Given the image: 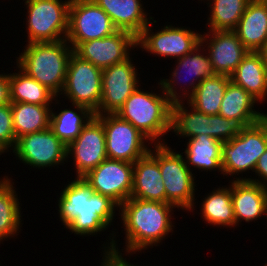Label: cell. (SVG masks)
Returning <instances> with one entry per match:
<instances>
[{
  "label": "cell",
  "mask_w": 267,
  "mask_h": 266,
  "mask_svg": "<svg viewBox=\"0 0 267 266\" xmlns=\"http://www.w3.org/2000/svg\"><path fill=\"white\" fill-rule=\"evenodd\" d=\"M4 153L7 154V152L0 146V155H2V154H4Z\"/></svg>",
  "instance_id": "60d3db41"
},
{
  "label": "cell",
  "mask_w": 267,
  "mask_h": 266,
  "mask_svg": "<svg viewBox=\"0 0 267 266\" xmlns=\"http://www.w3.org/2000/svg\"><path fill=\"white\" fill-rule=\"evenodd\" d=\"M256 103L258 101L244 88L230 81L220 104L219 115L235 121L241 127L249 126L259 122L267 115V113L254 109Z\"/></svg>",
  "instance_id": "cb8c5ba5"
},
{
  "label": "cell",
  "mask_w": 267,
  "mask_h": 266,
  "mask_svg": "<svg viewBox=\"0 0 267 266\" xmlns=\"http://www.w3.org/2000/svg\"><path fill=\"white\" fill-rule=\"evenodd\" d=\"M130 198L166 203L159 163L149 153L133 163V188Z\"/></svg>",
  "instance_id": "44dd1931"
},
{
  "label": "cell",
  "mask_w": 267,
  "mask_h": 266,
  "mask_svg": "<svg viewBox=\"0 0 267 266\" xmlns=\"http://www.w3.org/2000/svg\"><path fill=\"white\" fill-rule=\"evenodd\" d=\"M51 105L11 102L16 141L21 136L49 128Z\"/></svg>",
  "instance_id": "83f0119b"
},
{
  "label": "cell",
  "mask_w": 267,
  "mask_h": 266,
  "mask_svg": "<svg viewBox=\"0 0 267 266\" xmlns=\"http://www.w3.org/2000/svg\"><path fill=\"white\" fill-rule=\"evenodd\" d=\"M152 147L154 150L150 148L149 154L159 163L166 203L177 209L193 212L196 204L194 172L188 168L182 153L174 152L167 143L153 144Z\"/></svg>",
  "instance_id": "277c9868"
},
{
  "label": "cell",
  "mask_w": 267,
  "mask_h": 266,
  "mask_svg": "<svg viewBox=\"0 0 267 266\" xmlns=\"http://www.w3.org/2000/svg\"><path fill=\"white\" fill-rule=\"evenodd\" d=\"M136 47V37L132 33L117 30L104 38L80 43L73 52L103 70L128 59L131 49Z\"/></svg>",
  "instance_id": "e0dca14e"
},
{
  "label": "cell",
  "mask_w": 267,
  "mask_h": 266,
  "mask_svg": "<svg viewBox=\"0 0 267 266\" xmlns=\"http://www.w3.org/2000/svg\"><path fill=\"white\" fill-rule=\"evenodd\" d=\"M258 53L262 56L264 64H265V66L267 68V41L262 46V48L258 51Z\"/></svg>",
  "instance_id": "ab89813d"
},
{
  "label": "cell",
  "mask_w": 267,
  "mask_h": 266,
  "mask_svg": "<svg viewBox=\"0 0 267 266\" xmlns=\"http://www.w3.org/2000/svg\"><path fill=\"white\" fill-rule=\"evenodd\" d=\"M100 266H127V264L113 252H104Z\"/></svg>",
  "instance_id": "f35d334b"
},
{
  "label": "cell",
  "mask_w": 267,
  "mask_h": 266,
  "mask_svg": "<svg viewBox=\"0 0 267 266\" xmlns=\"http://www.w3.org/2000/svg\"><path fill=\"white\" fill-rule=\"evenodd\" d=\"M230 79L260 104L267 100V68L258 52H248Z\"/></svg>",
  "instance_id": "d4e9b609"
},
{
  "label": "cell",
  "mask_w": 267,
  "mask_h": 266,
  "mask_svg": "<svg viewBox=\"0 0 267 266\" xmlns=\"http://www.w3.org/2000/svg\"><path fill=\"white\" fill-rule=\"evenodd\" d=\"M119 206L107 196L93 192L84 181V207L67 227L70 232L80 236H94L105 232L115 219ZM110 225V226H109Z\"/></svg>",
  "instance_id": "ac0fdd59"
},
{
  "label": "cell",
  "mask_w": 267,
  "mask_h": 266,
  "mask_svg": "<svg viewBox=\"0 0 267 266\" xmlns=\"http://www.w3.org/2000/svg\"><path fill=\"white\" fill-rule=\"evenodd\" d=\"M150 22L136 37V46L142 51L164 58H181L200 45L201 33L187 27L162 26L157 32L151 30ZM153 31V32H152Z\"/></svg>",
  "instance_id": "8fae6325"
},
{
  "label": "cell",
  "mask_w": 267,
  "mask_h": 266,
  "mask_svg": "<svg viewBox=\"0 0 267 266\" xmlns=\"http://www.w3.org/2000/svg\"><path fill=\"white\" fill-rule=\"evenodd\" d=\"M17 57L16 65L28 76L46 86L57 97L63 90L73 48L67 40L30 43Z\"/></svg>",
  "instance_id": "3957f363"
},
{
  "label": "cell",
  "mask_w": 267,
  "mask_h": 266,
  "mask_svg": "<svg viewBox=\"0 0 267 266\" xmlns=\"http://www.w3.org/2000/svg\"><path fill=\"white\" fill-rule=\"evenodd\" d=\"M267 149V115L257 123L241 127L230 141L222 143L223 177L254 172L259 157Z\"/></svg>",
  "instance_id": "5b68a950"
},
{
  "label": "cell",
  "mask_w": 267,
  "mask_h": 266,
  "mask_svg": "<svg viewBox=\"0 0 267 266\" xmlns=\"http://www.w3.org/2000/svg\"><path fill=\"white\" fill-rule=\"evenodd\" d=\"M234 31L249 52H258L267 41V1L250 0Z\"/></svg>",
  "instance_id": "603a6c76"
},
{
  "label": "cell",
  "mask_w": 267,
  "mask_h": 266,
  "mask_svg": "<svg viewBox=\"0 0 267 266\" xmlns=\"http://www.w3.org/2000/svg\"><path fill=\"white\" fill-rule=\"evenodd\" d=\"M13 153L24 165L31 166V169L59 168L58 165H64L69 160L67 145L50 128L18 138Z\"/></svg>",
  "instance_id": "7c38bea8"
},
{
  "label": "cell",
  "mask_w": 267,
  "mask_h": 266,
  "mask_svg": "<svg viewBox=\"0 0 267 266\" xmlns=\"http://www.w3.org/2000/svg\"><path fill=\"white\" fill-rule=\"evenodd\" d=\"M68 158H73L76 178H82L107 158L103 123L95 115L67 146Z\"/></svg>",
  "instance_id": "2e32d148"
},
{
  "label": "cell",
  "mask_w": 267,
  "mask_h": 266,
  "mask_svg": "<svg viewBox=\"0 0 267 266\" xmlns=\"http://www.w3.org/2000/svg\"><path fill=\"white\" fill-rule=\"evenodd\" d=\"M62 189L58 197V213L64 228L67 227L84 207V180L75 178Z\"/></svg>",
  "instance_id": "836d02e7"
},
{
  "label": "cell",
  "mask_w": 267,
  "mask_h": 266,
  "mask_svg": "<svg viewBox=\"0 0 267 266\" xmlns=\"http://www.w3.org/2000/svg\"><path fill=\"white\" fill-rule=\"evenodd\" d=\"M202 1V0H200ZM204 2L206 0H203ZM250 0H207L210 14L207 26L210 31L235 30Z\"/></svg>",
  "instance_id": "d6a6232c"
},
{
  "label": "cell",
  "mask_w": 267,
  "mask_h": 266,
  "mask_svg": "<svg viewBox=\"0 0 267 266\" xmlns=\"http://www.w3.org/2000/svg\"><path fill=\"white\" fill-rule=\"evenodd\" d=\"M111 18L118 30H124L137 37L154 17L145 12L141 0H93Z\"/></svg>",
  "instance_id": "7402d4cb"
},
{
  "label": "cell",
  "mask_w": 267,
  "mask_h": 266,
  "mask_svg": "<svg viewBox=\"0 0 267 266\" xmlns=\"http://www.w3.org/2000/svg\"><path fill=\"white\" fill-rule=\"evenodd\" d=\"M109 15L93 0H71L66 40L73 50L83 42L115 33Z\"/></svg>",
  "instance_id": "30bf717a"
},
{
  "label": "cell",
  "mask_w": 267,
  "mask_h": 266,
  "mask_svg": "<svg viewBox=\"0 0 267 266\" xmlns=\"http://www.w3.org/2000/svg\"><path fill=\"white\" fill-rule=\"evenodd\" d=\"M112 232L113 233H110V238H109L110 242L108 241L107 246H106V244H105V246L103 245V247H104V248H102V249H104L103 251L104 252H113V253H116L127 264V266H137V265L131 264L129 261L126 260V258L123 257L124 253H122L121 250H119V248H118L119 246H117L118 243H117V241L115 239L116 232L115 233H114V231H112ZM111 237H112V239H111Z\"/></svg>",
  "instance_id": "74e56055"
},
{
  "label": "cell",
  "mask_w": 267,
  "mask_h": 266,
  "mask_svg": "<svg viewBox=\"0 0 267 266\" xmlns=\"http://www.w3.org/2000/svg\"><path fill=\"white\" fill-rule=\"evenodd\" d=\"M71 105L73 109H62L58 113L51 108L49 124L52 132L67 146L79 136L82 128L95 115L84 106Z\"/></svg>",
  "instance_id": "f546056e"
},
{
  "label": "cell",
  "mask_w": 267,
  "mask_h": 266,
  "mask_svg": "<svg viewBox=\"0 0 267 266\" xmlns=\"http://www.w3.org/2000/svg\"><path fill=\"white\" fill-rule=\"evenodd\" d=\"M230 183L236 226L242 220L249 223L266 216L267 187L249 180L231 179Z\"/></svg>",
  "instance_id": "ffe728a7"
},
{
  "label": "cell",
  "mask_w": 267,
  "mask_h": 266,
  "mask_svg": "<svg viewBox=\"0 0 267 266\" xmlns=\"http://www.w3.org/2000/svg\"><path fill=\"white\" fill-rule=\"evenodd\" d=\"M201 218L213 226L236 227L233 202L231 197V184L228 187H218L207 194L201 202Z\"/></svg>",
  "instance_id": "4316f807"
},
{
  "label": "cell",
  "mask_w": 267,
  "mask_h": 266,
  "mask_svg": "<svg viewBox=\"0 0 267 266\" xmlns=\"http://www.w3.org/2000/svg\"><path fill=\"white\" fill-rule=\"evenodd\" d=\"M254 172H255V175L258 176V179L256 178L253 179V178H248V177L243 178V175L242 177L239 176V177L232 178V179L233 180H249V181L258 183L264 187H267V149L257 160L256 168Z\"/></svg>",
  "instance_id": "d590c367"
},
{
  "label": "cell",
  "mask_w": 267,
  "mask_h": 266,
  "mask_svg": "<svg viewBox=\"0 0 267 266\" xmlns=\"http://www.w3.org/2000/svg\"><path fill=\"white\" fill-rule=\"evenodd\" d=\"M12 181L8 176L0 179V243L17 236L23 224L21 223L22 208L19 206L21 203Z\"/></svg>",
  "instance_id": "f1b7e54d"
},
{
  "label": "cell",
  "mask_w": 267,
  "mask_h": 266,
  "mask_svg": "<svg viewBox=\"0 0 267 266\" xmlns=\"http://www.w3.org/2000/svg\"><path fill=\"white\" fill-rule=\"evenodd\" d=\"M15 145L16 137L10 104L0 105V146L9 152L10 150L13 151Z\"/></svg>",
  "instance_id": "e575fe53"
},
{
  "label": "cell",
  "mask_w": 267,
  "mask_h": 266,
  "mask_svg": "<svg viewBox=\"0 0 267 266\" xmlns=\"http://www.w3.org/2000/svg\"><path fill=\"white\" fill-rule=\"evenodd\" d=\"M183 101L172 103L171 132L180 138H194L206 134L222 142L230 141L236 136L241 126L221 115H207L196 111ZM191 107V108H190ZM189 108V109H188Z\"/></svg>",
  "instance_id": "52a82bcc"
},
{
  "label": "cell",
  "mask_w": 267,
  "mask_h": 266,
  "mask_svg": "<svg viewBox=\"0 0 267 266\" xmlns=\"http://www.w3.org/2000/svg\"><path fill=\"white\" fill-rule=\"evenodd\" d=\"M60 95L67 98L70 103L84 106L95 115H99L102 69L81 59L73 52L69 59L65 84Z\"/></svg>",
  "instance_id": "ba28073f"
},
{
  "label": "cell",
  "mask_w": 267,
  "mask_h": 266,
  "mask_svg": "<svg viewBox=\"0 0 267 266\" xmlns=\"http://www.w3.org/2000/svg\"><path fill=\"white\" fill-rule=\"evenodd\" d=\"M157 84L162 93L143 91L138 86L116 114L131 123L152 144H165L162 136L171 131L173 102L163 92L160 82Z\"/></svg>",
  "instance_id": "7a4b0ae2"
},
{
  "label": "cell",
  "mask_w": 267,
  "mask_h": 266,
  "mask_svg": "<svg viewBox=\"0 0 267 266\" xmlns=\"http://www.w3.org/2000/svg\"><path fill=\"white\" fill-rule=\"evenodd\" d=\"M11 104L9 73L0 74V105Z\"/></svg>",
  "instance_id": "8d00e7d4"
},
{
  "label": "cell",
  "mask_w": 267,
  "mask_h": 266,
  "mask_svg": "<svg viewBox=\"0 0 267 266\" xmlns=\"http://www.w3.org/2000/svg\"><path fill=\"white\" fill-rule=\"evenodd\" d=\"M175 63L177 65L175 68H173L171 74H169L171 75L170 78L169 79L162 78V80L160 79L159 81L163 92L168 96V98L172 102L176 101L185 102V100H187L194 93L195 89L197 88V86L201 81H203L205 78L213 77L216 75V72L214 71L213 66L210 62L209 56L205 48L201 44L198 45L192 52L188 53L187 55H184L181 58L176 59ZM185 72L187 73V76L189 75L191 78L187 86H185L184 88H182L183 87L182 85L180 86L179 89L181 92L179 93L178 92L179 89L176 86L179 85L178 83L179 81H181L180 78L183 77L182 74H184Z\"/></svg>",
  "instance_id": "5bb4252c"
},
{
  "label": "cell",
  "mask_w": 267,
  "mask_h": 266,
  "mask_svg": "<svg viewBox=\"0 0 267 266\" xmlns=\"http://www.w3.org/2000/svg\"><path fill=\"white\" fill-rule=\"evenodd\" d=\"M23 1L28 13L26 16L28 44L66 39L71 0Z\"/></svg>",
  "instance_id": "8992f818"
},
{
  "label": "cell",
  "mask_w": 267,
  "mask_h": 266,
  "mask_svg": "<svg viewBox=\"0 0 267 266\" xmlns=\"http://www.w3.org/2000/svg\"><path fill=\"white\" fill-rule=\"evenodd\" d=\"M82 178L93 192L109 197L120 206L131 197L133 163L106 158Z\"/></svg>",
  "instance_id": "4fadbf2b"
},
{
  "label": "cell",
  "mask_w": 267,
  "mask_h": 266,
  "mask_svg": "<svg viewBox=\"0 0 267 266\" xmlns=\"http://www.w3.org/2000/svg\"><path fill=\"white\" fill-rule=\"evenodd\" d=\"M200 44L206 48L216 74L228 77L249 52L234 30L204 32L201 34Z\"/></svg>",
  "instance_id": "d6986e66"
},
{
  "label": "cell",
  "mask_w": 267,
  "mask_h": 266,
  "mask_svg": "<svg viewBox=\"0 0 267 266\" xmlns=\"http://www.w3.org/2000/svg\"><path fill=\"white\" fill-rule=\"evenodd\" d=\"M17 73H9L11 102L51 105L53 100L58 105V97L46 86L28 76L20 68ZM57 101V102H56Z\"/></svg>",
  "instance_id": "4dcf8cb0"
},
{
  "label": "cell",
  "mask_w": 267,
  "mask_h": 266,
  "mask_svg": "<svg viewBox=\"0 0 267 266\" xmlns=\"http://www.w3.org/2000/svg\"><path fill=\"white\" fill-rule=\"evenodd\" d=\"M230 81V77L220 74L205 78L186 100V103L198 112L207 115H218L221 101Z\"/></svg>",
  "instance_id": "1f68e13d"
},
{
  "label": "cell",
  "mask_w": 267,
  "mask_h": 266,
  "mask_svg": "<svg viewBox=\"0 0 267 266\" xmlns=\"http://www.w3.org/2000/svg\"><path fill=\"white\" fill-rule=\"evenodd\" d=\"M95 116L103 123L107 158L134 163L149 153L152 142L131 123L117 114Z\"/></svg>",
  "instance_id": "9c48e42d"
},
{
  "label": "cell",
  "mask_w": 267,
  "mask_h": 266,
  "mask_svg": "<svg viewBox=\"0 0 267 266\" xmlns=\"http://www.w3.org/2000/svg\"><path fill=\"white\" fill-rule=\"evenodd\" d=\"M173 208L176 207L170 203L137 198H129L119 206L118 215L120 214L121 223L125 227L123 230L126 256L159 246L158 244L173 232Z\"/></svg>",
  "instance_id": "6da1fadb"
},
{
  "label": "cell",
  "mask_w": 267,
  "mask_h": 266,
  "mask_svg": "<svg viewBox=\"0 0 267 266\" xmlns=\"http://www.w3.org/2000/svg\"><path fill=\"white\" fill-rule=\"evenodd\" d=\"M132 57L102 70L99 114H116L127 98L141 85Z\"/></svg>",
  "instance_id": "9a60e30c"
},
{
  "label": "cell",
  "mask_w": 267,
  "mask_h": 266,
  "mask_svg": "<svg viewBox=\"0 0 267 266\" xmlns=\"http://www.w3.org/2000/svg\"><path fill=\"white\" fill-rule=\"evenodd\" d=\"M187 147L184 149V158L190 170V167L197 168L200 171H222V141L211 138L206 134L198 135L194 138L186 139Z\"/></svg>",
  "instance_id": "484cf974"
}]
</instances>
